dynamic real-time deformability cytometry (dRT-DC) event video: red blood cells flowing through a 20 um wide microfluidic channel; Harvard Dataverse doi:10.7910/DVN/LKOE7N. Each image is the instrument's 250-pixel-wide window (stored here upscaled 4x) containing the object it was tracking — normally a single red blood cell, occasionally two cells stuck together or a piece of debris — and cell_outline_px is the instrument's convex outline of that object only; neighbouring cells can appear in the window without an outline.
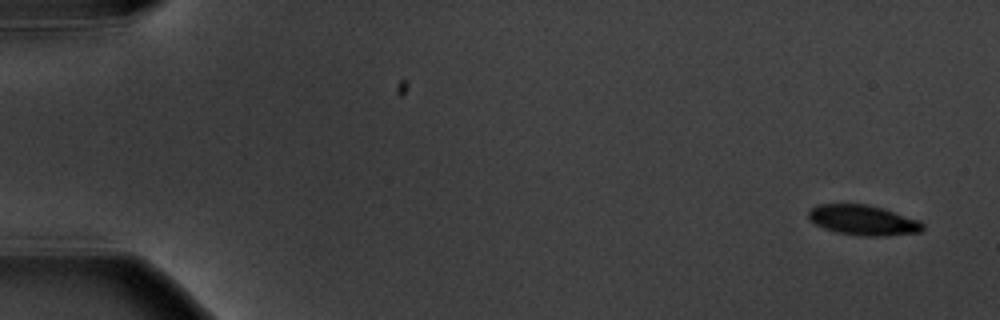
{"species": "common noctule bat (a hibernating species)", "species_latin": "Nyctalus noctula", "temperature_condition": "warm", "stored_images_in_passage": 15, "camera_frame_rate_fps": 3000, "um_per_image_px": 0.085, "animal": {"sex": "male", "body_mass_g": 20.1, "forearm_length_mm": 53.5}, "frame": {"image": 1, "passage_image": 1, "time_ms": 0.0, "image_size_px": [1000, 320], "cell_outline_px": [[924, 228], [920, 232], [888, 236], [856, 236], [836, 232], [824, 228], [816, 224], [808, 216], [808, 212], [812, 208], [820, 204], [868, 204], [920, 220], [924, 224]], "centroid_in_image_um": [73.4, 18.73], "position_along_channel_um": 11.6, "area_um2": 20.06}}
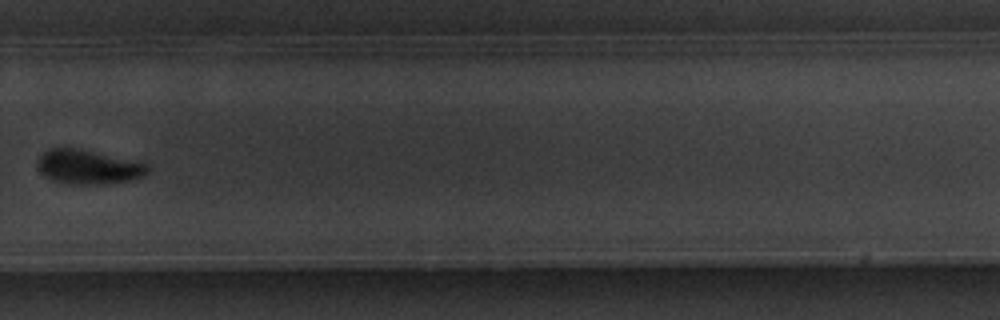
{"frame": {"image": 2, "passage_image": 11, "time_ms": 12.667, "image_size_px": [1000, 320], "cell_outline_px": [[148, 172], [144, 176], [132, 180], [92, 184], [68, 184], [52, 180], [40, 172], [36, 164], [36, 160], [48, 148], [80, 148], [144, 160], [148, 164]], "centroid_in_image_um": [7.56, 14.15], "position_along_channel_um": 322.2, "area_um2": 22.66}}
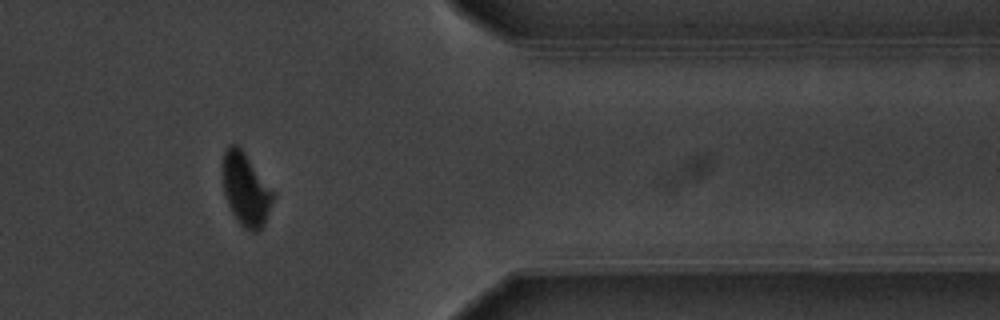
{"frame": {"image": 3, "passage_image": 13, "time_ms": 15.0, "image_size_px": [1000, 320], "cell_outline_px": [[276, 192], [264, 224], [256, 232], [252, 232], [244, 228], [240, 224], [232, 212], [228, 204], [224, 192], [224, 152], [228, 144], [236, 144], [244, 152]], "centroid_in_image_um": [20.93, 16.1], "position_along_channel_um": 390.5, "area_um2": 21.15}, "authors_computed_cell_mechanics": {"area_um2": 21.7328, "velocity_mm_per_s": 3.5845, "shape_relaxation_time_tau1_ms": 2.0738, "shape_relaxation_time_tau2_ms": null, "deformation_change_tau1": 0.1104, "deformation_change_tau2": null}}